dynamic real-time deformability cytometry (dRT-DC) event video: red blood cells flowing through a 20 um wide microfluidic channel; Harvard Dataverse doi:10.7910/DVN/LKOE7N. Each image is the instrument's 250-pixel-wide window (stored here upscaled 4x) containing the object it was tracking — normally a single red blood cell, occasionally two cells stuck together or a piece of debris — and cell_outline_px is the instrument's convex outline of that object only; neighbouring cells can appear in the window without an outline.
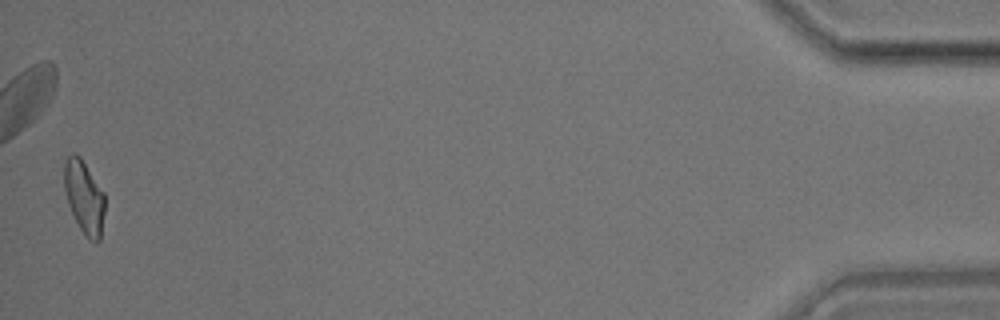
{"species": "common noctule bat (a hibernating species)", "species_latin": "Nyctalus noctula", "temperature_condition": "room temperature", "stored_images_in_passage": 47, "camera_frame_rate_fps": 3000, "um_per_image_px": 0.085, "animal": {"sex": "male", "body_mass_g": 17.9}, "frame": {"image": 1, "passage_image": 47, "time_ms": 15.333, "image_size_px": [1000, 320], "cell_outline_px": [[104, 212], [100, 240], [96, 244], [88, 240], [84, 236], [68, 204], [64, 188], [64, 160], [72, 152], [76, 152], [80, 156], [104, 192]], "centroid_in_image_um": [7.15, 16.75], "position_along_channel_um": 428.1, "area_um2": 17.46}}